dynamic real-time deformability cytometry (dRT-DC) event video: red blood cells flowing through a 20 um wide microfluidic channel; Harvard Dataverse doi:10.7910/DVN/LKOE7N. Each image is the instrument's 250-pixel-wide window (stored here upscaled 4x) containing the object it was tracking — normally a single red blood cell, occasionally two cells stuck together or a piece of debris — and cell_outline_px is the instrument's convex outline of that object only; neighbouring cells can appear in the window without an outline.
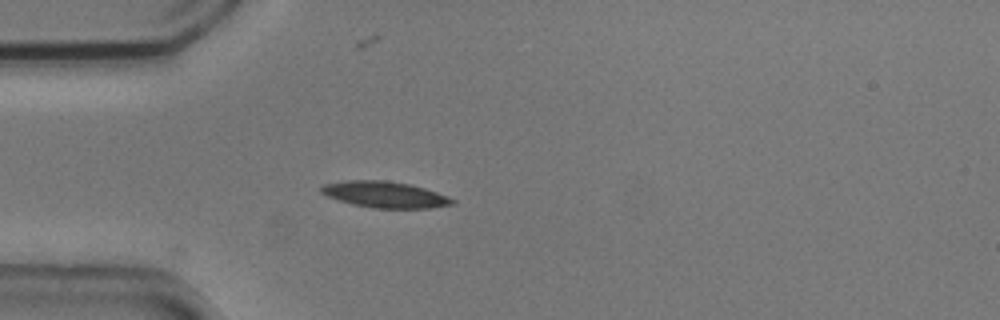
{"species": "common noctule bat (a hibernating species)", "species_latin": "Nyctalus noctula", "temperature_condition": "cold", "stored_images_in_passage": 35, "camera_frame_rate_fps": 3000, "um_per_image_px": 0.085, "animal": {"sex": "male", "body_mass_g": 20.5, "forearm_length_mm": 52.5}, "frame": {"image": 1, "passage_image": 1, "time_ms": 0.0, "image_size_px": [1000, 320], "cell_outline_px": [[456, 204], [428, 208], [372, 208], [352, 204], [328, 196], [320, 192], [320, 188], [324, 184], [348, 180], [384, 180], [408, 184], [424, 188], [448, 196], [456, 200]], "centroid_in_image_um": [32.74, 16.54], "position_along_channel_um": 52.3, "area_um2": 19.94}}
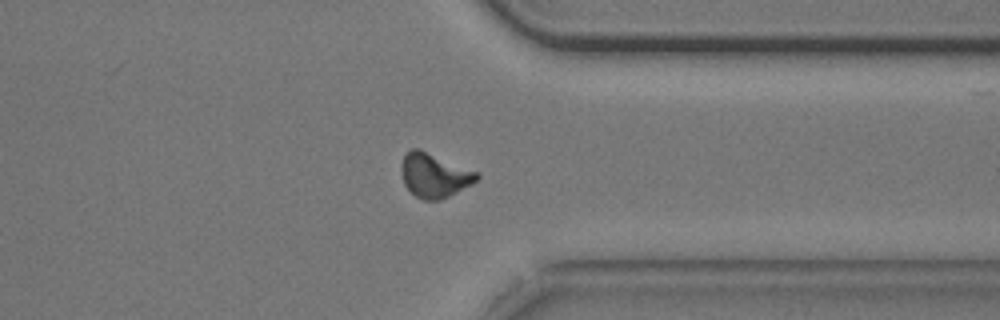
{"frame": {"image": 2, "passage_image": 28, "time_ms": 9.0, "image_size_px": [1000, 320], "cell_outline_px": [[480, 176], [472, 184], [440, 200], [424, 200], [416, 196], [404, 184], [400, 168], [400, 164], [404, 156], [412, 148], [420, 148], [480, 172]], "centroid_in_image_um": [36.93, 14.87], "position_along_channel_um": 374.5, "area_um2": 19.59}}
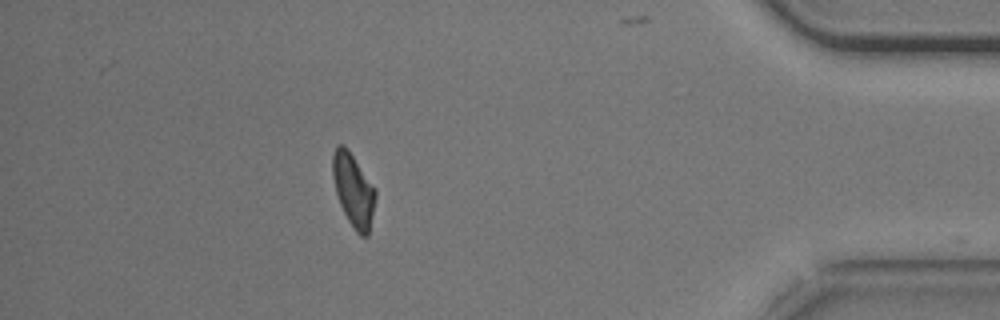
{"frame": {"image": 3, "passage_image": 34, "time_ms": 11.0, "image_size_px": [1000, 320], "cell_outline_px": [[376, 196], [368, 236], [360, 236], [356, 232], [348, 220], [340, 204], [336, 192], [332, 176], [332, 156], [336, 144], [344, 144], [348, 148], [376, 188]], "centroid_in_image_um": [30.03, 16.11], "position_along_channel_um": 405.2, "area_um2": 18.38}}